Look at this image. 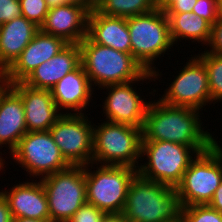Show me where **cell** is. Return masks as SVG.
Instances as JSON below:
<instances>
[{
    "label": "cell",
    "mask_w": 222,
    "mask_h": 222,
    "mask_svg": "<svg viewBox=\"0 0 222 222\" xmlns=\"http://www.w3.org/2000/svg\"><path fill=\"white\" fill-rule=\"evenodd\" d=\"M199 111L168 105L160 100L150 101L142 127V140L170 141L186 145L197 154L210 149L217 142V138L204 130Z\"/></svg>",
    "instance_id": "obj_1"
},
{
    "label": "cell",
    "mask_w": 222,
    "mask_h": 222,
    "mask_svg": "<svg viewBox=\"0 0 222 222\" xmlns=\"http://www.w3.org/2000/svg\"><path fill=\"white\" fill-rule=\"evenodd\" d=\"M122 214L135 222L181 220V205L175 188L137 173L131 180Z\"/></svg>",
    "instance_id": "obj_2"
},
{
    "label": "cell",
    "mask_w": 222,
    "mask_h": 222,
    "mask_svg": "<svg viewBox=\"0 0 222 222\" xmlns=\"http://www.w3.org/2000/svg\"><path fill=\"white\" fill-rule=\"evenodd\" d=\"M79 47L81 65L91 85L97 86L98 90L107 85L138 80L146 72L131 53L96 44L88 36Z\"/></svg>",
    "instance_id": "obj_3"
},
{
    "label": "cell",
    "mask_w": 222,
    "mask_h": 222,
    "mask_svg": "<svg viewBox=\"0 0 222 222\" xmlns=\"http://www.w3.org/2000/svg\"><path fill=\"white\" fill-rule=\"evenodd\" d=\"M131 54L145 71L152 72L155 82L161 74L154 61L175 45L170 33L166 13L159 8L151 12L127 18ZM169 50V51H168ZM159 76V77H158Z\"/></svg>",
    "instance_id": "obj_4"
},
{
    "label": "cell",
    "mask_w": 222,
    "mask_h": 222,
    "mask_svg": "<svg viewBox=\"0 0 222 222\" xmlns=\"http://www.w3.org/2000/svg\"><path fill=\"white\" fill-rule=\"evenodd\" d=\"M99 124L93 126L92 163L138 169L142 159V129L109 121Z\"/></svg>",
    "instance_id": "obj_5"
},
{
    "label": "cell",
    "mask_w": 222,
    "mask_h": 222,
    "mask_svg": "<svg viewBox=\"0 0 222 222\" xmlns=\"http://www.w3.org/2000/svg\"><path fill=\"white\" fill-rule=\"evenodd\" d=\"M198 154L189 146L170 141L142 140L137 173L149 180L175 188L182 180L190 162Z\"/></svg>",
    "instance_id": "obj_6"
},
{
    "label": "cell",
    "mask_w": 222,
    "mask_h": 222,
    "mask_svg": "<svg viewBox=\"0 0 222 222\" xmlns=\"http://www.w3.org/2000/svg\"><path fill=\"white\" fill-rule=\"evenodd\" d=\"M85 165L87 203L96 206L105 214L122 213L128 189L137 169L130 166ZM90 167V168H89Z\"/></svg>",
    "instance_id": "obj_7"
},
{
    "label": "cell",
    "mask_w": 222,
    "mask_h": 222,
    "mask_svg": "<svg viewBox=\"0 0 222 222\" xmlns=\"http://www.w3.org/2000/svg\"><path fill=\"white\" fill-rule=\"evenodd\" d=\"M222 180V147L218 141L198 154L175 187L181 207L209 204Z\"/></svg>",
    "instance_id": "obj_8"
},
{
    "label": "cell",
    "mask_w": 222,
    "mask_h": 222,
    "mask_svg": "<svg viewBox=\"0 0 222 222\" xmlns=\"http://www.w3.org/2000/svg\"><path fill=\"white\" fill-rule=\"evenodd\" d=\"M40 181L47 195L50 219L54 222H67L87 203L85 166L70 165Z\"/></svg>",
    "instance_id": "obj_9"
},
{
    "label": "cell",
    "mask_w": 222,
    "mask_h": 222,
    "mask_svg": "<svg viewBox=\"0 0 222 222\" xmlns=\"http://www.w3.org/2000/svg\"><path fill=\"white\" fill-rule=\"evenodd\" d=\"M12 159L23 167L29 177L41 179L70 164L62 156L50 131L27 132L11 152Z\"/></svg>",
    "instance_id": "obj_10"
},
{
    "label": "cell",
    "mask_w": 222,
    "mask_h": 222,
    "mask_svg": "<svg viewBox=\"0 0 222 222\" xmlns=\"http://www.w3.org/2000/svg\"><path fill=\"white\" fill-rule=\"evenodd\" d=\"M87 118L85 113H65L49 130L62 156L70 165L85 166L92 163L94 124Z\"/></svg>",
    "instance_id": "obj_11"
},
{
    "label": "cell",
    "mask_w": 222,
    "mask_h": 222,
    "mask_svg": "<svg viewBox=\"0 0 222 222\" xmlns=\"http://www.w3.org/2000/svg\"><path fill=\"white\" fill-rule=\"evenodd\" d=\"M189 59L159 100L168 105L202 111L204 106L212 103L207 70L196 55Z\"/></svg>",
    "instance_id": "obj_12"
},
{
    "label": "cell",
    "mask_w": 222,
    "mask_h": 222,
    "mask_svg": "<svg viewBox=\"0 0 222 222\" xmlns=\"http://www.w3.org/2000/svg\"><path fill=\"white\" fill-rule=\"evenodd\" d=\"M152 78L154 79L153 73L146 71L138 80L100 88L109 91L108 93L105 92L107 97L105 96L106 99L102 105V112L105 113L106 121L127 124L142 129L150 102L142 99L141 93L133 86L136 82L141 83L142 81L141 84L146 80L152 82Z\"/></svg>",
    "instance_id": "obj_13"
},
{
    "label": "cell",
    "mask_w": 222,
    "mask_h": 222,
    "mask_svg": "<svg viewBox=\"0 0 222 222\" xmlns=\"http://www.w3.org/2000/svg\"><path fill=\"white\" fill-rule=\"evenodd\" d=\"M66 43L62 38L37 32L14 63L6 70L9 84L23 82L40 64L57 55Z\"/></svg>",
    "instance_id": "obj_14"
},
{
    "label": "cell",
    "mask_w": 222,
    "mask_h": 222,
    "mask_svg": "<svg viewBox=\"0 0 222 222\" xmlns=\"http://www.w3.org/2000/svg\"><path fill=\"white\" fill-rule=\"evenodd\" d=\"M9 85L21 96L28 132L48 131L65 114L57 108L51 90L34 89L23 82Z\"/></svg>",
    "instance_id": "obj_15"
},
{
    "label": "cell",
    "mask_w": 222,
    "mask_h": 222,
    "mask_svg": "<svg viewBox=\"0 0 222 222\" xmlns=\"http://www.w3.org/2000/svg\"><path fill=\"white\" fill-rule=\"evenodd\" d=\"M88 16L85 8L75 4L51 7L40 30L68 44H79L87 36Z\"/></svg>",
    "instance_id": "obj_16"
},
{
    "label": "cell",
    "mask_w": 222,
    "mask_h": 222,
    "mask_svg": "<svg viewBox=\"0 0 222 222\" xmlns=\"http://www.w3.org/2000/svg\"><path fill=\"white\" fill-rule=\"evenodd\" d=\"M24 107L21 96L8 85L0 94V149L9 147L11 153L27 133ZM3 145V146H2ZM0 171L6 161L0 152Z\"/></svg>",
    "instance_id": "obj_17"
},
{
    "label": "cell",
    "mask_w": 222,
    "mask_h": 222,
    "mask_svg": "<svg viewBox=\"0 0 222 222\" xmlns=\"http://www.w3.org/2000/svg\"><path fill=\"white\" fill-rule=\"evenodd\" d=\"M93 89L95 87H92L85 69L80 64L59 80L51 89V93L59 111L65 109L66 114H69V110L70 114L73 111L76 114H83L82 111L89 106L91 100L93 101Z\"/></svg>",
    "instance_id": "obj_18"
},
{
    "label": "cell",
    "mask_w": 222,
    "mask_h": 222,
    "mask_svg": "<svg viewBox=\"0 0 222 222\" xmlns=\"http://www.w3.org/2000/svg\"><path fill=\"white\" fill-rule=\"evenodd\" d=\"M14 184L0 193L8 202L13 218L50 219L48 199L41 181ZM7 190V191H6Z\"/></svg>",
    "instance_id": "obj_19"
},
{
    "label": "cell",
    "mask_w": 222,
    "mask_h": 222,
    "mask_svg": "<svg viewBox=\"0 0 222 222\" xmlns=\"http://www.w3.org/2000/svg\"><path fill=\"white\" fill-rule=\"evenodd\" d=\"M80 64L79 44H68L49 61L40 64L23 83L34 89L51 90L59 80Z\"/></svg>",
    "instance_id": "obj_20"
},
{
    "label": "cell",
    "mask_w": 222,
    "mask_h": 222,
    "mask_svg": "<svg viewBox=\"0 0 222 222\" xmlns=\"http://www.w3.org/2000/svg\"><path fill=\"white\" fill-rule=\"evenodd\" d=\"M87 36L96 44L131 53L127 18L103 15L94 9L88 16Z\"/></svg>",
    "instance_id": "obj_21"
},
{
    "label": "cell",
    "mask_w": 222,
    "mask_h": 222,
    "mask_svg": "<svg viewBox=\"0 0 222 222\" xmlns=\"http://www.w3.org/2000/svg\"><path fill=\"white\" fill-rule=\"evenodd\" d=\"M39 30L23 16L0 25V68L7 70Z\"/></svg>",
    "instance_id": "obj_22"
},
{
    "label": "cell",
    "mask_w": 222,
    "mask_h": 222,
    "mask_svg": "<svg viewBox=\"0 0 222 222\" xmlns=\"http://www.w3.org/2000/svg\"><path fill=\"white\" fill-rule=\"evenodd\" d=\"M169 21V28L171 33V38L176 44L178 40H193L192 42H201L203 45L208 44L211 39L212 25L197 16L193 12H183V13H166ZM176 42V43H175Z\"/></svg>",
    "instance_id": "obj_23"
},
{
    "label": "cell",
    "mask_w": 222,
    "mask_h": 222,
    "mask_svg": "<svg viewBox=\"0 0 222 222\" xmlns=\"http://www.w3.org/2000/svg\"><path fill=\"white\" fill-rule=\"evenodd\" d=\"M156 9L155 0H98L95 10L111 17L128 18Z\"/></svg>",
    "instance_id": "obj_24"
},
{
    "label": "cell",
    "mask_w": 222,
    "mask_h": 222,
    "mask_svg": "<svg viewBox=\"0 0 222 222\" xmlns=\"http://www.w3.org/2000/svg\"><path fill=\"white\" fill-rule=\"evenodd\" d=\"M200 54L196 56L207 70L211 102L220 103L222 101V55L207 52L205 49Z\"/></svg>",
    "instance_id": "obj_25"
},
{
    "label": "cell",
    "mask_w": 222,
    "mask_h": 222,
    "mask_svg": "<svg viewBox=\"0 0 222 222\" xmlns=\"http://www.w3.org/2000/svg\"><path fill=\"white\" fill-rule=\"evenodd\" d=\"M182 222H222V213L208 204L181 207Z\"/></svg>",
    "instance_id": "obj_26"
},
{
    "label": "cell",
    "mask_w": 222,
    "mask_h": 222,
    "mask_svg": "<svg viewBox=\"0 0 222 222\" xmlns=\"http://www.w3.org/2000/svg\"><path fill=\"white\" fill-rule=\"evenodd\" d=\"M22 16L39 28L44 23L49 7L45 0H19Z\"/></svg>",
    "instance_id": "obj_27"
},
{
    "label": "cell",
    "mask_w": 222,
    "mask_h": 222,
    "mask_svg": "<svg viewBox=\"0 0 222 222\" xmlns=\"http://www.w3.org/2000/svg\"><path fill=\"white\" fill-rule=\"evenodd\" d=\"M192 12L207 20L211 25L217 21L220 15L217 0H197Z\"/></svg>",
    "instance_id": "obj_28"
},
{
    "label": "cell",
    "mask_w": 222,
    "mask_h": 222,
    "mask_svg": "<svg viewBox=\"0 0 222 222\" xmlns=\"http://www.w3.org/2000/svg\"><path fill=\"white\" fill-rule=\"evenodd\" d=\"M105 213L89 203L81 206L67 222H101Z\"/></svg>",
    "instance_id": "obj_29"
},
{
    "label": "cell",
    "mask_w": 222,
    "mask_h": 222,
    "mask_svg": "<svg viewBox=\"0 0 222 222\" xmlns=\"http://www.w3.org/2000/svg\"><path fill=\"white\" fill-rule=\"evenodd\" d=\"M197 0H155L156 8L165 13L192 12Z\"/></svg>",
    "instance_id": "obj_30"
},
{
    "label": "cell",
    "mask_w": 222,
    "mask_h": 222,
    "mask_svg": "<svg viewBox=\"0 0 222 222\" xmlns=\"http://www.w3.org/2000/svg\"><path fill=\"white\" fill-rule=\"evenodd\" d=\"M22 16L19 0H0V25Z\"/></svg>",
    "instance_id": "obj_31"
},
{
    "label": "cell",
    "mask_w": 222,
    "mask_h": 222,
    "mask_svg": "<svg viewBox=\"0 0 222 222\" xmlns=\"http://www.w3.org/2000/svg\"><path fill=\"white\" fill-rule=\"evenodd\" d=\"M208 45L210 48L205 51L222 55V15H219L217 21L212 25L211 39Z\"/></svg>",
    "instance_id": "obj_32"
},
{
    "label": "cell",
    "mask_w": 222,
    "mask_h": 222,
    "mask_svg": "<svg viewBox=\"0 0 222 222\" xmlns=\"http://www.w3.org/2000/svg\"><path fill=\"white\" fill-rule=\"evenodd\" d=\"M45 1L49 8L65 4H75L85 8L89 13L96 8L98 2V0H45Z\"/></svg>",
    "instance_id": "obj_33"
},
{
    "label": "cell",
    "mask_w": 222,
    "mask_h": 222,
    "mask_svg": "<svg viewBox=\"0 0 222 222\" xmlns=\"http://www.w3.org/2000/svg\"><path fill=\"white\" fill-rule=\"evenodd\" d=\"M13 216L9 209L8 202L0 193V222H12Z\"/></svg>",
    "instance_id": "obj_34"
},
{
    "label": "cell",
    "mask_w": 222,
    "mask_h": 222,
    "mask_svg": "<svg viewBox=\"0 0 222 222\" xmlns=\"http://www.w3.org/2000/svg\"><path fill=\"white\" fill-rule=\"evenodd\" d=\"M211 208L222 213V180L216 189L213 199L208 204Z\"/></svg>",
    "instance_id": "obj_35"
},
{
    "label": "cell",
    "mask_w": 222,
    "mask_h": 222,
    "mask_svg": "<svg viewBox=\"0 0 222 222\" xmlns=\"http://www.w3.org/2000/svg\"><path fill=\"white\" fill-rule=\"evenodd\" d=\"M123 214H105L101 222H122Z\"/></svg>",
    "instance_id": "obj_36"
},
{
    "label": "cell",
    "mask_w": 222,
    "mask_h": 222,
    "mask_svg": "<svg viewBox=\"0 0 222 222\" xmlns=\"http://www.w3.org/2000/svg\"><path fill=\"white\" fill-rule=\"evenodd\" d=\"M9 85L8 80L6 78V70L0 68V94L3 90Z\"/></svg>",
    "instance_id": "obj_37"
},
{
    "label": "cell",
    "mask_w": 222,
    "mask_h": 222,
    "mask_svg": "<svg viewBox=\"0 0 222 222\" xmlns=\"http://www.w3.org/2000/svg\"><path fill=\"white\" fill-rule=\"evenodd\" d=\"M12 222H54L51 219H43V220H39V219H33V218H13Z\"/></svg>",
    "instance_id": "obj_38"
},
{
    "label": "cell",
    "mask_w": 222,
    "mask_h": 222,
    "mask_svg": "<svg viewBox=\"0 0 222 222\" xmlns=\"http://www.w3.org/2000/svg\"><path fill=\"white\" fill-rule=\"evenodd\" d=\"M219 14L222 15V0H217Z\"/></svg>",
    "instance_id": "obj_39"
},
{
    "label": "cell",
    "mask_w": 222,
    "mask_h": 222,
    "mask_svg": "<svg viewBox=\"0 0 222 222\" xmlns=\"http://www.w3.org/2000/svg\"><path fill=\"white\" fill-rule=\"evenodd\" d=\"M122 222H135V221H132V220H128V219H126V218H123V219H122Z\"/></svg>",
    "instance_id": "obj_40"
},
{
    "label": "cell",
    "mask_w": 222,
    "mask_h": 222,
    "mask_svg": "<svg viewBox=\"0 0 222 222\" xmlns=\"http://www.w3.org/2000/svg\"><path fill=\"white\" fill-rule=\"evenodd\" d=\"M167 222H182V220H174V221H167Z\"/></svg>",
    "instance_id": "obj_41"
}]
</instances>
